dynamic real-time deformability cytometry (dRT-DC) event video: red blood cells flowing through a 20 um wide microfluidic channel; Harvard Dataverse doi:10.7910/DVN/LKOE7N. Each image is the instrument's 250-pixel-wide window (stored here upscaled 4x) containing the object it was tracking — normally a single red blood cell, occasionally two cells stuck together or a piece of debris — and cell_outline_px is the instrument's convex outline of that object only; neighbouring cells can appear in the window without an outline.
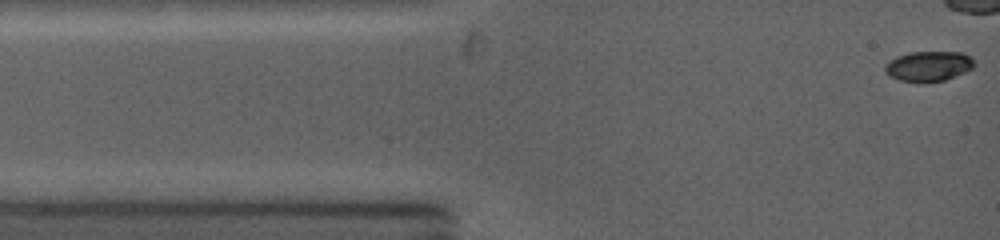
{"species": "common noctule bat (a hibernating species)", "species_latin": "Nyctalus noctula", "temperature_condition": "warm", "stored_images_in_passage": 34, "camera_frame_rate_fps": 5000, "um_per_image_px": 0.085, "animal": {"sex": "female", "body_mass_g": 19.0, "forearm_length_mm": 53.3}, "frame": {"image": 1, "passage_image": 1, "time_ms": 0.0, "image_size_px": [1000, 240], "cell_outline_px": [[972, 68], [964, 72], [944, 80], [900, 80], [892, 76], [884, 68], [896, 56], [908, 52], [960, 52], [968, 56], [972, 60]], "centroid_in_image_um": [78.94, 5.58], "position_along_channel_um": 6.1, "area_um2": 14.74}}